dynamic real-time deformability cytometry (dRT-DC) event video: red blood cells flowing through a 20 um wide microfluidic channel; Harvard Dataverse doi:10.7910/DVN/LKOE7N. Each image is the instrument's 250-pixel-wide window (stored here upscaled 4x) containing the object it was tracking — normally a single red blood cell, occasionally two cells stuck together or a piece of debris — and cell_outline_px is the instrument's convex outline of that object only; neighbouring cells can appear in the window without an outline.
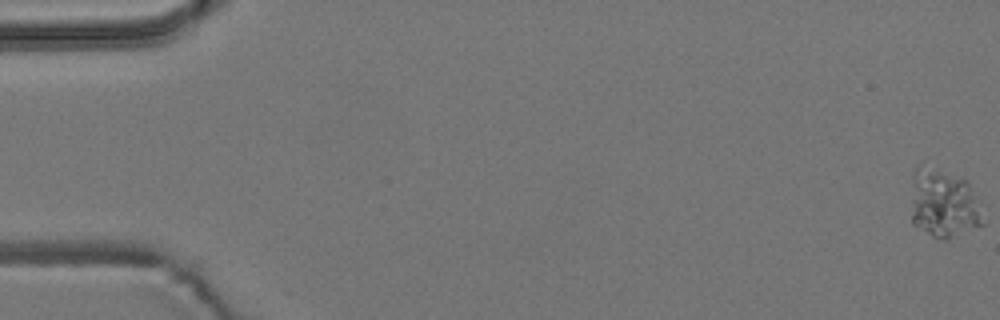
{"species": "common noctule bat (a hibernating species)", "species_latin": "Nyctalus noctula", "temperature_condition": "room temperature", "stored_images_in_passage": 8, "camera_frame_rate_fps": 3000, "um_per_image_px": 0.085, "animal": {"sex": "male", "body_mass_g": 19.2, "forearm_length_mm": 51.8}, "frame": {"image": 1, "passage_image": 1, "time_ms": 0.0, "image_size_px": [1000, 320], "cell_outline_px": [[984, 224], [944, 240], [940, 240], [932, 236], [912, 224], [912, 172], [916, 168], [940, 172], [968, 180]], "centroid_in_image_um": [80.17, 17.38], "position_along_channel_um": 4.8, "area_um2": 27.63}}
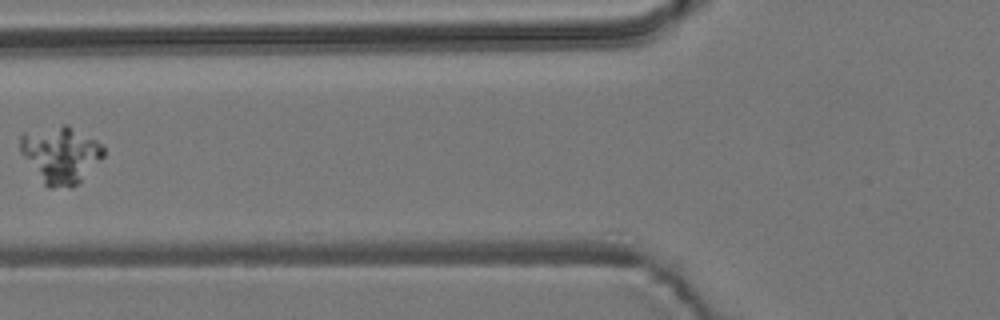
{"frame": {"image": 2, "passage_image": 7, "time_ms": 7.667, "image_size_px": [1000, 320], "cell_outline_px": [[104, 156], [72, 188], [48, 188], [44, 184], [20, 152], [20, 132], [64, 124], [68, 124], [96, 140], [104, 148]], "centroid_in_image_um": [5.12, 13.12], "position_along_channel_um": 120.7, "area_um2": 27.57}}
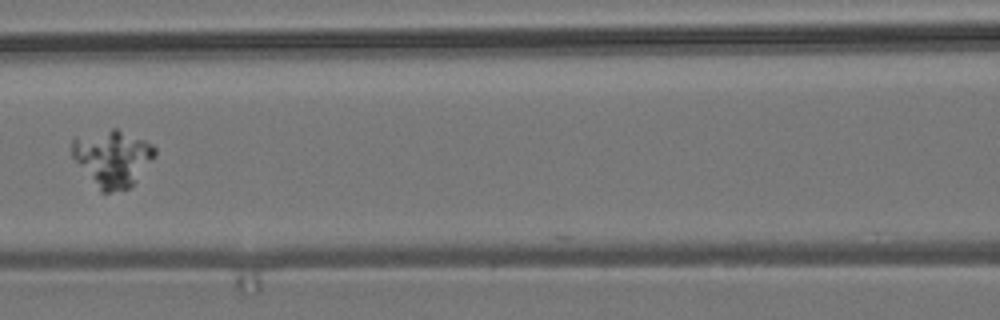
{"frame": {"image": 3, "passage_image": 8, "time_ms": 8.667, "image_size_px": [1000, 320], "cell_outline_px": [[156, 156], [136, 180], [128, 188], [112, 192], [100, 192], [72, 156], [72, 140], [112, 128], [116, 128], [144, 140], [152, 144], [156, 148]], "centroid_in_image_um": [9.59, 13.46], "position_along_channel_um": 157.0, "area_um2": 26.76}}